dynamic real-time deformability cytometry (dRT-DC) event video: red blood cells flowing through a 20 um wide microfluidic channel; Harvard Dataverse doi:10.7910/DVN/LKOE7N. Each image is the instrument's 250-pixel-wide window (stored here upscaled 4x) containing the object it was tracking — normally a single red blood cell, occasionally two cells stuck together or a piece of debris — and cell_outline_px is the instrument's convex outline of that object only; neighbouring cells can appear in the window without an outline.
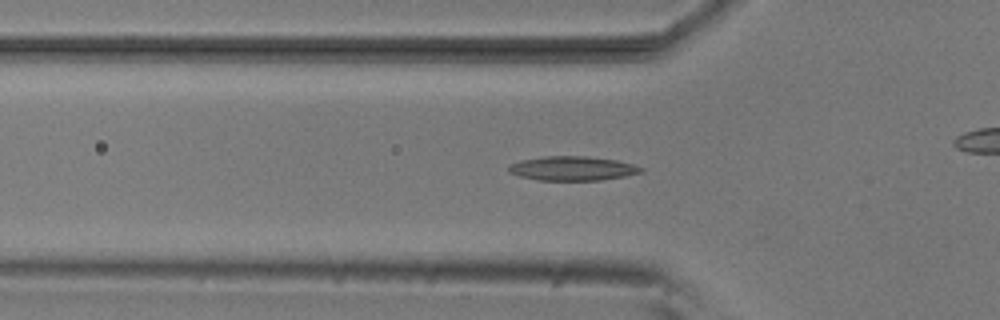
{"species": "common noctule bat (a hibernating species)", "species_latin": "Nyctalus noctula", "temperature_condition": "room temperature", "stored_images_in_passage": 42, "camera_frame_rate_fps": 3000, "um_per_image_px": 0.085, "animal": {"sex": "male", "body_mass_g": 20.5, "forearm_length_mm": 52.5}, "frame": {"image": 1, "passage_image": 17, "time_ms": 5.333, "image_size_px": [1000, 320], "cell_outline_px": [[644, 172], [624, 176], [600, 180], [540, 180], [520, 176], [508, 172], [508, 164], [520, 160], [544, 156], [584, 156], [616, 160], [632, 164], [644, 168]], "centroid_in_image_um": [48.64, 14.31], "position_along_channel_um": 77.2, "area_um2": 18.67}}
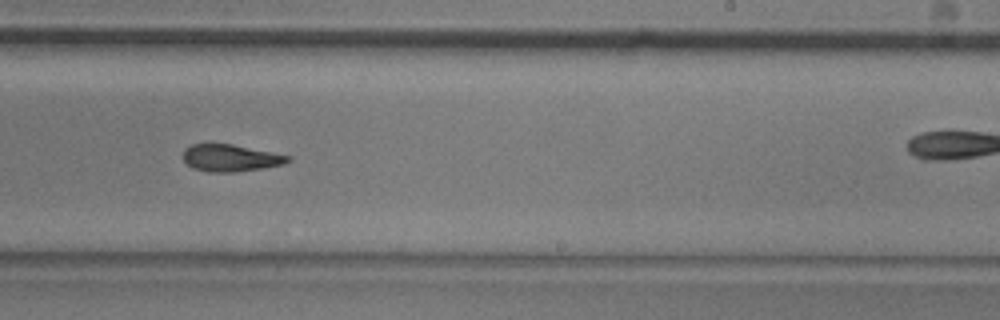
{"frame": {"image": 2, "passage_image": 32, "time_ms": 10.333, "image_size_px": [1000, 320], "cell_outline_px": [[292, 160], [284, 164], [264, 168], [236, 172], [208, 172], [192, 168], [184, 160], [184, 148], [192, 144], [232, 144], [292, 156]], "centroid_in_image_um": [19.63, 13.43], "position_along_channel_um": 269.4, "area_um2": 16.59}}
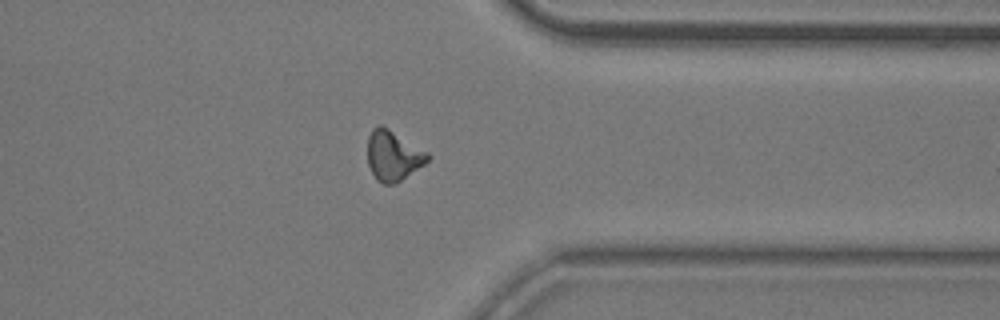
{"frame": {"image": 3, "passage_image": 41, "time_ms": 13.333, "image_size_px": [1000, 320], "cell_outline_px": [[432, 156], [424, 164], [396, 184], [384, 184], [376, 180], [368, 164], [368, 136], [372, 128], [380, 124], [388, 128], [428, 152]], "centroid_in_image_um": [33.42, 13.23], "position_along_channel_um": 378.0, "area_um2": 17.57}}